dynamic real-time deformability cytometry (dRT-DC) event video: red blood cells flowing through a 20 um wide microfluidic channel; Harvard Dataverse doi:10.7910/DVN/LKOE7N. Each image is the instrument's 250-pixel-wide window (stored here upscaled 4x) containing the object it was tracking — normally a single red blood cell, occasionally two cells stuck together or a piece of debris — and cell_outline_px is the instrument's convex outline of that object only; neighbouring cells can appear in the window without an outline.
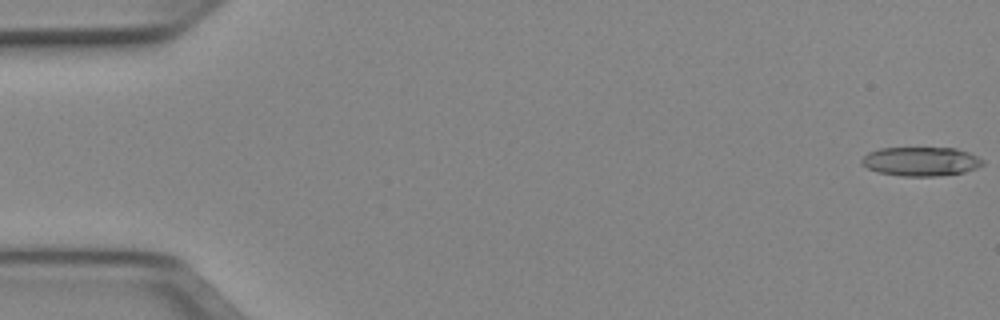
{"species": "Egyptian fruit bat (a non-hibernating species)", "species_latin": "Rousettus aegyptiacus", "temperature_condition": "cold", "stored_images_in_passage": 47, "camera_frame_rate_fps": 3000, "um_per_image_px": 0.085, "animal": {"sex": "female"}, "frame": {"image": 1, "passage_image": 1, "time_ms": 0.0, "image_size_px": [1000, 320], "cell_outline_px": [[984, 164], [976, 168], [964, 172], [940, 176], [900, 176], [880, 172], [868, 168], [860, 164], [860, 160], [868, 152], [880, 148], [956, 148], [968, 152], [984, 160]], "centroid_in_image_um": [78.27, 13.72], "position_along_channel_um": 6.7, "area_um2": 20.52}}
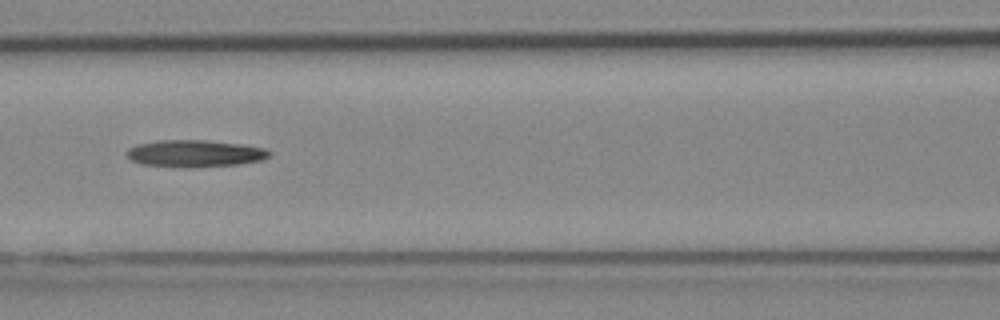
{"frame": {"image": 2, "passage_image": 23, "time_ms": 7.333, "image_size_px": [1000, 320], "cell_outline_px": [[272, 156], [264, 160], [240, 164], [188, 168], [184, 168], [140, 164], [132, 160], [124, 152], [128, 148], [136, 144], [160, 140], [204, 140], [240, 144], [264, 148], [272, 152]], "centroid_in_image_um": [16.57, 13.05], "position_along_channel_um": 150.0, "area_um2": 22.77}}
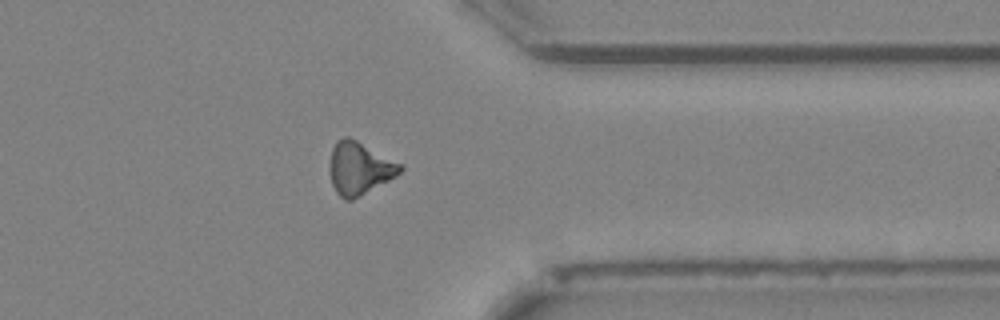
{"frame": {"image": 3, "passage_image": 41, "time_ms": 13.333, "image_size_px": [1000, 320], "cell_outline_px": [[404, 168], [396, 176], [352, 200], [344, 200], [336, 192], [332, 184], [328, 172], [328, 168], [332, 148], [336, 140], [344, 136], [348, 136], [404, 164]], "centroid_in_image_um": [30.53, 14.29], "position_along_channel_um": 380.9, "area_um2": 21.85}, "authors_computed_cell_mechanics": {"area_um2": 21.4438, "velocity_mm_per_s": 3.9669, "shape_relaxation_time_tau1_ms": 6.5632, "shape_relaxation_time_tau2_ms": null, "deformation_change_tau1": 0.1676, "deformation_change_tau2": null}}